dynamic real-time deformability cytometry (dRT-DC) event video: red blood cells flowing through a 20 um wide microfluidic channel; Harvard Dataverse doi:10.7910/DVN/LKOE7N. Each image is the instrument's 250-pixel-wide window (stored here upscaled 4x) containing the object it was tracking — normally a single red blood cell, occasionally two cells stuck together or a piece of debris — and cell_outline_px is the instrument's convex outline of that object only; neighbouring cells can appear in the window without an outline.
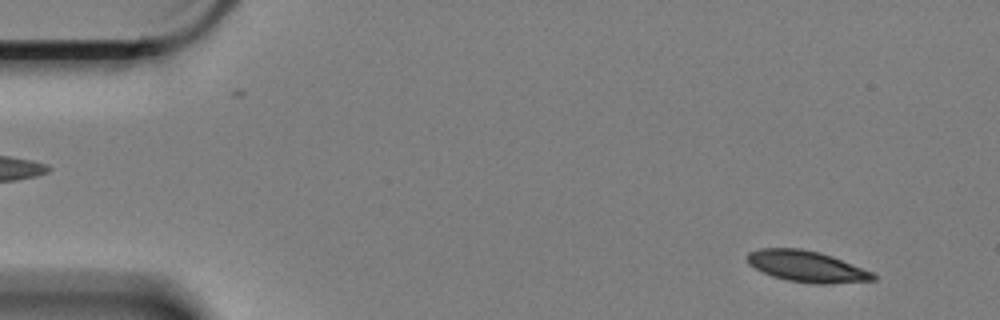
{"species": "Egyptian fruit bat (a non-hibernating species)", "species_latin": "Rousettus aegyptiacus", "temperature_condition": "cold", "stored_images_in_passage": 59, "camera_frame_rate_fps": 3000, "um_per_image_px": 0.085, "animal": {"sex": "female"}, "frame": {"image": 1, "passage_image": 4, "time_ms": 1.0, "image_size_px": [1000, 320], "cell_outline_px": [[876, 280], [828, 284], [812, 284], [788, 280], [772, 276], [748, 264], [748, 252], [760, 248], [800, 248], [820, 252], [832, 256], [872, 272], [876, 276]], "centroid_in_image_um": [68.58, 22.64], "position_along_channel_um": 16.4, "area_um2": 22.77}}
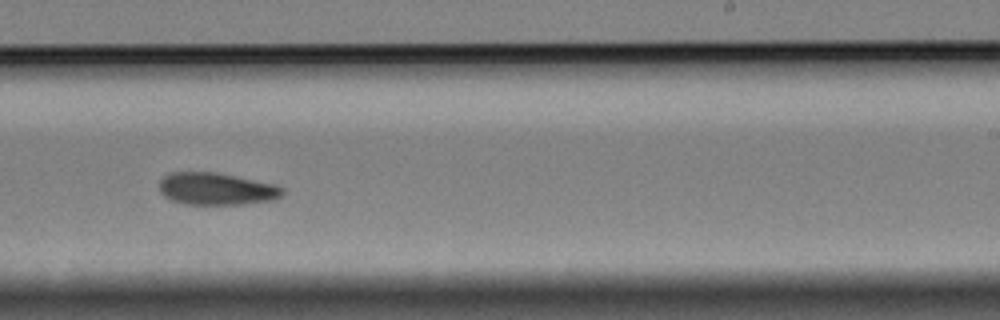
{"frame": {"image": 2, "passage_image": 36, "time_ms": 11.667, "image_size_px": [1000, 320], "cell_outline_px": [[284, 192], [276, 200], [244, 204], [184, 204], [172, 200], [164, 196], [160, 192], [160, 180], [168, 172], [216, 172], [276, 184], [284, 188]], "centroid_in_image_um": [18.41, 16.05], "position_along_channel_um": 270.6, "area_um2": 23.29}}
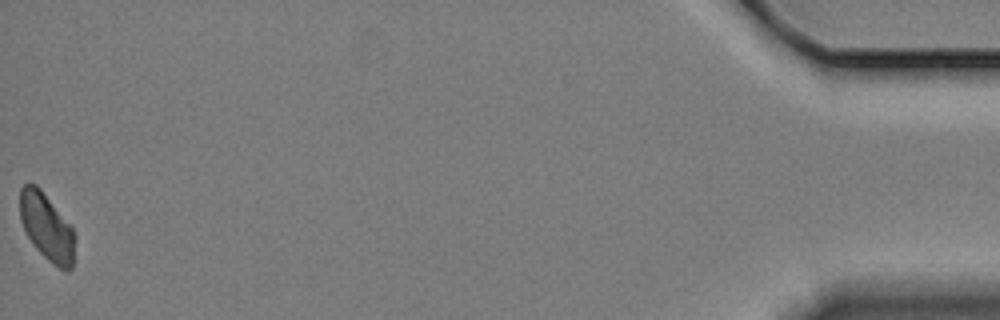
{"frame": {"image": 3, "passage_image": 59, "time_ms": 19.333, "image_size_px": [1000, 320], "cell_outline_px": [[76, 236], [72, 268], [64, 272], [48, 260], [36, 248], [28, 236], [20, 220], [20, 188], [28, 180], [36, 184], [40, 188], [72, 224]], "centroid_in_image_um": [4.0, 19.26], "position_along_channel_um": 431.2, "area_um2": 22.02}, "authors_computed_cell_mechanics": {"area_um2": 23.4668, "velocity_mm_per_s": 3.323, "shape_relaxation_time_tau1_ms": 3.5033, "shape_relaxation_time_tau2_ms": null, "deformation_change_tau1": 0.0961, "deformation_change_tau2": null}}